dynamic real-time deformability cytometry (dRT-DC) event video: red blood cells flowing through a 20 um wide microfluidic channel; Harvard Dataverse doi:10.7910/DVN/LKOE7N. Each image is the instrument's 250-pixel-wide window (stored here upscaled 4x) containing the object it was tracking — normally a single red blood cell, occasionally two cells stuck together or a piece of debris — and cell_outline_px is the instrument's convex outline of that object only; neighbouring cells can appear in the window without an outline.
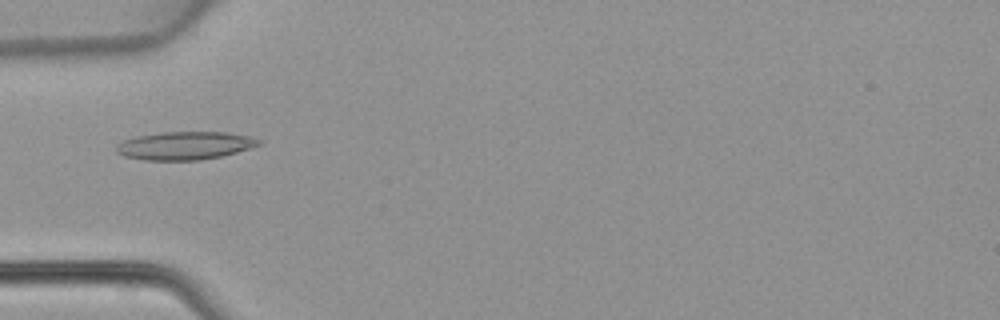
{"species": "common noctule bat (a hibernating species)", "species_latin": "Nyctalus noctula", "temperature_condition": "warm", "stored_images_in_passage": 48, "camera_frame_rate_fps": 3000, "um_per_image_px": 0.085, "animal": {"sex": "female", "body_mass_g": 22.7, "forearm_length_mm": 54.2}, "frame": {"image": 1, "passage_image": 16, "time_ms": 5.0, "image_size_px": [1000, 320], "cell_outline_px": [[260, 144], [236, 152], [220, 156], [200, 160], [144, 160], [124, 156], [116, 152], [116, 144], [124, 140], [136, 136], [164, 132], [224, 132], [248, 136], [260, 140]], "centroid_in_image_um": [15.65, 12.38], "position_along_channel_um": 69.3, "area_um2": 23.06}}
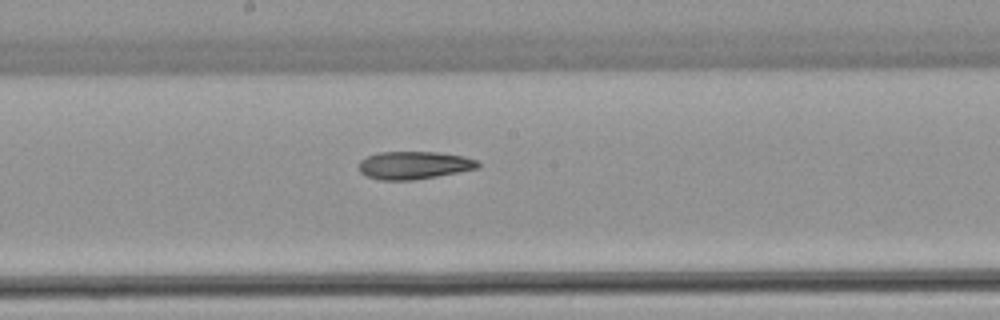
{"frame": {"image": 2, "passage_image": 26, "time_ms": 8.333, "image_size_px": [1000, 320], "cell_outline_px": [[480, 168], [436, 176], [412, 180], [380, 180], [368, 176], [360, 172], [360, 160], [376, 152], [436, 152], [464, 156], [476, 160], [480, 164]], "centroid_in_image_um": [35.2, 14.04], "position_along_channel_um": 213.0, "area_um2": 19.19}}
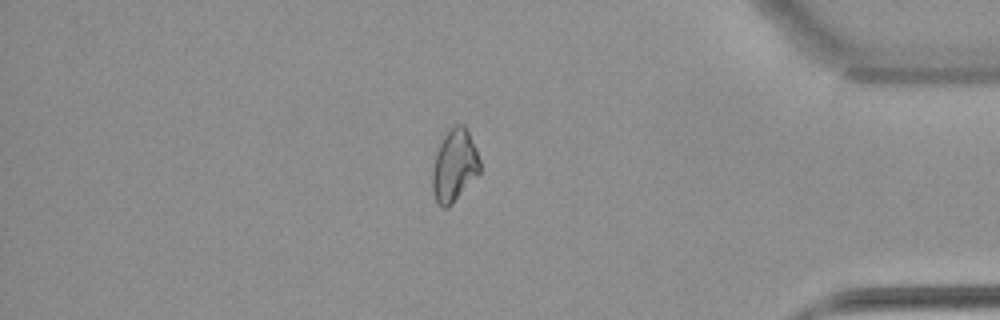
{"frame": {"image": 3, "passage_image": 41, "time_ms": 13.333, "image_size_px": [1000, 320], "cell_outline_px": [[480, 172], [452, 204], [448, 208], [440, 208], [432, 192], [432, 172], [436, 152], [444, 136], [456, 124], [464, 124], [476, 148], [480, 160]], "centroid_in_image_um": [38.62, 14.11], "position_along_channel_um": 396.6, "area_um2": 19.88}}